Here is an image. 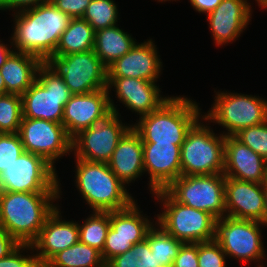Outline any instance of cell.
<instances>
[{
  "mask_svg": "<svg viewBox=\"0 0 267 267\" xmlns=\"http://www.w3.org/2000/svg\"><path fill=\"white\" fill-rule=\"evenodd\" d=\"M213 107L201 120H210L223 126L226 136H234L241 129L267 121V101L253 95L216 92Z\"/></svg>",
  "mask_w": 267,
  "mask_h": 267,
  "instance_id": "ba28073f",
  "label": "cell"
},
{
  "mask_svg": "<svg viewBox=\"0 0 267 267\" xmlns=\"http://www.w3.org/2000/svg\"><path fill=\"white\" fill-rule=\"evenodd\" d=\"M263 195H264V212L263 218L260 223L267 226V180L263 183Z\"/></svg>",
  "mask_w": 267,
  "mask_h": 267,
  "instance_id": "f6af8a7d",
  "label": "cell"
},
{
  "mask_svg": "<svg viewBox=\"0 0 267 267\" xmlns=\"http://www.w3.org/2000/svg\"><path fill=\"white\" fill-rule=\"evenodd\" d=\"M6 94V87L3 80V76L0 74V95Z\"/></svg>",
  "mask_w": 267,
  "mask_h": 267,
  "instance_id": "bcb514c9",
  "label": "cell"
},
{
  "mask_svg": "<svg viewBox=\"0 0 267 267\" xmlns=\"http://www.w3.org/2000/svg\"><path fill=\"white\" fill-rule=\"evenodd\" d=\"M180 159L181 145L143 144V165L150 176V193L165 189L181 176Z\"/></svg>",
  "mask_w": 267,
  "mask_h": 267,
  "instance_id": "ac0fdd59",
  "label": "cell"
},
{
  "mask_svg": "<svg viewBox=\"0 0 267 267\" xmlns=\"http://www.w3.org/2000/svg\"><path fill=\"white\" fill-rule=\"evenodd\" d=\"M172 267H199L198 243H183Z\"/></svg>",
  "mask_w": 267,
  "mask_h": 267,
  "instance_id": "f35d334b",
  "label": "cell"
},
{
  "mask_svg": "<svg viewBox=\"0 0 267 267\" xmlns=\"http://www.w3.org/2000/svg\"><path fill=\"white\" fill-rule=\"evenodd\" d=\"M110 90L101 89L91 93L73 94L64 106L62 124L68 136L73 139L110 108H115Z\"/></svg>",
  "mask_w": 267,
  "mask_h": 267,
  "instance_id": "9a60e30c",
  "label": "cell"
},
{
  "mask_svg": "<svg viewBox=\"0 0 267 267\" xmlns=\"http://www.w3.org/2000/svg\"><path fill=\"white\" fill-rule=\"evenodd\" d=\"M109 227L110 211H93L82 225L79 224V241L102 252Z\"/></svg>",
  "mask_w": 267,
  "mask_h": 267,
  "instance_id": "f546056e",
  "label": "cell"
},
{
  "mask_svg": "<svg viewBox=\"0 0 267 267\" xmlns=\"http://www.w3.org/2000/svg\"><path fill=\"white\" fill-rule=\"evenodd\" d=\"M106 267H157V259L146 238L134 244L130 250L112 258Z\"/></svg>",
  "mask_w": 267,
  "mask_h": 267,
  "instance_id": "1f68e13d",
  "label": "cell"
},
{
  "mask_svg": "<svg viewBox=\"0 0 267 267\" xmlns=\"http://www.w3.org/2000/svg\"><path fill=\"white\" fill-rule=\"evenodd\" d=\"M136 43L128 32L115 25L95 32L94 52L108 68L128 53Z\"/></svg>",
  "mask_w": 267,
  "mask_h": 267,
  "instance_id": "d4e9b609",
  "label": "cell"
},
{
  "mask_svg": "<svg viewBox=\"0 0 267 267\" xmlns=\"http://www.w3.org/2000/svg\"><path fill=\"white\" fill-rule=\"evenodd\" d=\"M95 31L82 18H72L67 29L62 33L54 56L94 50Z\"/></svg>",
  "mask_w": 267,
  "mask_h": 267,
  "instance_id": "4316f807",
  "label": "cell"
},
{
  "mask_svg": "<svg viewBox=\"0 0 267 267\" xmlns=\"http://www.w3.org/2000/svg\"><path fill=\"white\" fill-rule=\"evenodd\" d=\"M223 174L240 181L264 183L267 161L235 136H226Z\"/></svg>",
  "mask_w": 267,
  "mask_h": 267,
  "instance_id": "7402d4cb",
  "label": "cell"
},
{
  "mask_svg": "<svg viewBox=\"0 0 267 267\" xmlns=\"http://www.w3.org/2000/svg\"><path fill=\"white\" fill-rule=\"evenodd\" d=\"M225 216L260 222L264 212L263 183L225 177Z\"/></svg>",
  "mask_w": 267,
  "mask_h": 267,
  "instance_id": "ffe728a7",
  "label": "cell"
},
{
  "mask_svg": "<svg viewBox=\"0 0 267 267\" xmlns=\"http://www.w3.org/2000/svg\"><path fill=\"white\" fill-rule=\"evenodd\" d=\"M30 249H32L31 244H20L8 256L0 259V267H40L34 253L32 256H25L21 254L23 250L25 251Z\"/></svg>",
  "mask_w": 267,
  "mask_h": 267,
  "instance_id": "74e56055",
  "label": "cell"
},
{
  "mask_svg": "<svg viewBox=\"0 0 267 267\" xmlns=\"http://www.w3.org/2000/svg\"><path fill=\"white\" fill-rule=\"evenodd\" d=\"M72 95L57 70L44 62L36 81L21 95L22 118L62 124L64 106Z\"/></svg>",
  "mask_w": 267,
  "mask_h": 267,
  "instance_id": "5b68a950",
  "label": "cell"
},
{
  "mask_svg": "<svg viewBox=\"0 0 267 267\" xmlns=\"http://www.w3.org/2000/svg\"><path fill=\"white\" fill-rule=\"evenodd\" d=\"M60 193L0 191V226L20 244H31L57 207L53 202Z\"/></svg>",
  "mask_w": 267,
  "mask_h": 267,
  "instance_id": "7a4b0ae2",
  "label": "cell"
},
{
  "mask_svg": "<svg viewBox=\"0 0 267 267\" xmlns=\"http://www.w3.org/2000/svg\"><path fill=\"white\" fill-rule=\"evenodd\" d=\"M20 243L0 226V259L13 252Z\"/></svg>",
  "mask_w": 267,
  "mask_h": 267,
  "instance_id": "b9f144b4",
  "label": "cell"
},
{
  "mask_svg": "<svg viewBox=\"0 0 267 267\" xmlns=\"http://www.w3.org/2000/svg\"><path fill=\"white\" fill-rule=\"evenodd\" d=\"M154 197L160 200L164 207L155 222L168 234L183 243H200L215 239L217 219L213 215L175 201L164 189L156 191Z\"/></svg>",
  "mask_w": 267,
  "mask_h": 267,
  "instance_id": "8992f818",
  "label": "cell"
},
{
  "mask_svg": "<svg viewBox=\"0 0 267 267\" xmlns=\"http://www.w3.org/2000/svg\"><path fill=\"white\" fill-rule=\"evenodd\" d=\"M57 206L47 217L38 237L31 243L36 260L43 267L59 251L67 249L79 241V224L62 220ZM39 250V251H38Z\"/></svg>",
  "mask_w": 267,
  "mask_h": 267,
  "instance_id": "2e32d148",
  "label": "cell"
},
{
  "mask_svg": "<svg viewBox=\"0 0 267 267\" xmlns=\"http://www.w3.org/2000/svg\"><path fill=\"white\" fill-rule=\"evenodd\" d=\"M22 117L21 95H0V133H18Z\"/></svg>",
  "mask_w": 267,
  "mask_h": 267,
  "instance_id": "d6a6232c",
  "label": "cell"
},
{
  "mask_svg": "<svg viewBox=\"0 0 267 267\" xmlns=\"http://www.w3.org/2000/svg\"><path fill=\"white\" fill-rule=\"evenodd\" d=\"M221 1L222 0H190V4L197 12L208 14L212 12Z\"/></svg>",
  "mask_w": 267,
  "mask_h": 267,
  "instance_id": "7bdbcfd3",
  "label": "cell"
},
{
  "mask_svg": "<svg viewBox=\"0 0 267 267\" xmlns=\"http://www.w3.org/2000/svg\"><path fill=\"white\" fill-rule=\"evenodd\" d=\"M43 267H106L101 252L78 241L59 251Z\"/></svg>",
  "mask_w": 267,
  "mask_h": 267,
  "instance_id": "83f0119b",
  "label": "cell"
},
{
  "mask_svg": "<svg viewBox=\"0 0 267 267\" xmlns=\"http://www.w3.org/2000/svg\"><path fill=\"white\" fill-rule=\"evenodd\" d=\"M46 2L45 0H0V10H12L16 12L36 7L42 3Z\"/></svg>",
  "mask_w": 267,
  "mask_h": 267,
  "instance_id": "60d3db41",
  "label": "cell"
},
{
  "mask_svg": "<svg viewBox=\"0 0 267 267\" xmlns=\"http://www.w3.org/2000/svg\"><path fill=\"white\" fill-rule=\"evenodd\" d=\"M48 63L62 76L72 94L106 89L108 70L94 50L53 56Z\"/></svg>",
  "mask_w": 267,
  "mask_h": 267,
  "instance_id": "7c38bea8",
  "label": "cell"
},
{
  "mask_svg": "<svg viewBox=\"0 0 267 267\" xmlns=\"http://www.w3.org/2000/svg\"><path fill=\"white\" fill-rule=\"evenodd\" d=\"M119 111L110 108L89 128L72 139V152L76 158L90 162L108 163L123 135L132 127L119 120Z\"/></svg>",
  "mask_w": 267,
  "mask_h": 267,
  "instance_id": "30bf717a",
  "label": "cell"
},
{
  "mask_svg": "<svg viewBox=\"0 0 267 267\" xmlns=\"http://www.w3.org/2000/svg\"><path fill=\"white\" fill-rule=\"evenodd\" d=\"M55 169L42 156L24 152L0 174V191L60 192Z\"/></svg>",
  "mask_w": 267,
  "mask_h": 267,
  "instance_id": "8fae6325",
  "label": "cell"
},
{
  "mask_svg": "<svg viewBox=\"0 0 267 267\" xmlns=\"http://www.w3.org/2000/svg\"><path fill=\"white\" fill-rule=\"evenodd\" d=\"M159 56L152 39L136 43L128 53L107 68L108 77H130L157 82L162 70Z\"/></svg>",
  "mask_w": 267,
  "mask_h": 267,
  "instance_id": "d6986e66",
  "label": "cell"
},
{
  "mask_svg": "<svg viewBox=\"0 0 267 267\" xmlns=\"http://www.w3.org/2000/svg\"><path fill=\"white\" fill-rule=\"evenodd\" d=\"M195 101L176 96L168 99L159 109L139 117L132 128L139 134L142 144L182 145L188 131L202 118Z\"/></svg>",
  "mask_w": 267,
  "mask_h": 267,
  "instance_id": "3957f363",
  "label": "cell"
},
{
  "mask_svg": "<svg viewBox=\"0 0 267 267\" xmlns=\"http://www.w3.org/2000/svg\"><path fill=\"white\" fill-rule=\"evenodd\" d=\"M198 120L181 145V175L224 173L225 136Z\"/></svg>",
  "mask_w": 267,
  "mask_h": 267,
  "instance_id": "52a82bcc",
  "label": "cell"
},
{
  "mask_svg": "<svg viewBox=\"0 0 267 267\" xmlns=\"http://www.w3.org/2000/svg\"><path fill=\"white\" fill-rule=\"evenodd\" d=\"M153 224L146 238L150 250L157 259V267H172L183 242L168 234L160 225Z\"/></svg>",
  "mask_w": 267,
  "mask_h": 267,
  "instance_id": "f1b7e54d",
  "label": "cell"
},
{
  "mask_svg": "<svg viewBox=\"0 0 267 267\" xmlns=\"http://www.w3.org/2000/svg\"><path fill=\"white\" fill-rule=\"evenodd\" d=\"M78 191L93 211H115L129 207L135 200L108 163L76 158Z\"/></svg>",
  "mask_w": 267,
  "mask_h": 267,
  "instance_id": "277c9868",
  "label": "cell"
},
{
  "mask_svg": "<svg viewBox=\"0 0 267 267\" xmlns=\"http://www.w3.org/2000/svg\"><path fill=\"white\" fill-rule=\"evenodd\" d=\"M261 225L258 221L224 216L216 220L215 240L228 257L261 266L259 262L266 257Z\"/></svg>",
  "mask_w": 267,
  "mask_h": 267,
  "instance_id": "4fadbf2b",
  "label": "cell"
},
{
  "mask_svg": "<svg viewBox=\"0 0 267 267\" xmlns=\"http://www.w3.org/2000/svg\"><path fill=\"white\" fill-rule=\"evenodd\" d=\"M227 255L214 239L198 243L199 267H227Z\"/></svg>",
  "mask_w": 267,
  "mask_h": 267,
  "instance_id": "d590c367",
  "label": "cell"
},
{
  "mask_svg": "<svg viewBox=\"0 0 267 267\" xmlns=\"http://www.w3.org/2000/svg\"><path fill=\"white\" fill-rule=\"evenodd\" d=\"M175 201L210 213L216 219L225 216V176L181 175L164 189Z\"/></svg>",
  "mask_w": 267,
  "mask_h": 267,
  "instance_id": "9c48e42d",
  "label": "cell"
},
{
  "mask_svg": "<svg viewBox=\"0 0 267 267\" xmlns=\"http://www.w3.org/2000/svg\"><path fill=\"white\" fill-rule=\"evenodd\" d=\"M234 136L267 161V121L243 128Z\"/></svg>",
  "mask_w": 267,
  "mask_h": 267,
  "instance_id": "836d02e7",
  "label": "cell"
},
{
  "mask_svg": "<svg viewBox=\"0 0 267 267\" xmlns=\"http://www.w3.org/2000/svg\"><path fill=\"white\" fill-rule=\"evenodd\" d=\"M136 201L122 210L110 211V227L113 236L123 238H146L148 231L153 227V222L143 216Z\"/></svg>",
  "mask_w": 267,
  "mask_h": 267,
  "instance_id": "484cf974",
  "label": "cell"
},
{
  "mask_svg": "<svg viewBox=\"0 0 267 267\" xmlns=\"http://www.w3.org/2000/svg\"><path fill=\"white\" fill-rule=\"evenodd\" d=\"M18 134L25 152L42 156L54 168L57 159L72 152V139L61 123L22 118Z\"/></svg>",
  "mask_w": 267,
  "mask_h": 267,
  "instance_id": "5bb4252c",
  "label": "cell"
},
{
  "mask_svg": "<svg viewBox=\"0 0 267 267\" xmlns=\"http://www.w3.org/2000/svg\"><path fill=\"white\" fill-rule=\"evenodd\" d=\"M146 238H123L122 236H113V229L109 227L106 241L101 252L102 259L107 264L112 258L130 250L132 246Z\"/></svg>",
  "mask_w": 267,
  "mask_h": 267,
  "instance_id": "8d00e7d4",
  "label": "cell"
},
{
  "mask_svg": "<svg viewBox=\"0 0 267 267\" xmlns=\"http://www.w3.org/2000/svg\"><path fill=\"white\" fill-rule=\"evenodd\" d=\"M24 152L18 133H0V174Z\"/></svg>",
  "mask_w": 267,
  "mask_h": 267,
  "instance_id": "e575fe53",
  "label": "cell"
},
{
  "mask_svg": "<svg viewBox=\"0 0 267 267\" xmlns=\"http://www.w3.org/2000/svg\"><path fill=\"white\" fill-rule=\"evenodd\" d=\"M255 1L258 3V6L267 9V0H255Z\"/></svg>",
  "mask_w": 267,
  "mask_h": 267,
  "instance_id": "7dc6e473",
  "label": "cell"
},
{
  "mask_svg": "<svg viewBox=\"0 0 267 267\" xmlns=\"http://www.w3.org/2000/svg\"><path fill=\"white\" fill-rule=\"evenodd\" d=\"M108 166L124 185L145 173L142 139L132 127L120 139Z\"/></svg>",
  "mask_w": 267,
  "mask_h": 267,
  "instance_id": "603a6c76",
  "label": "cell"
},
{
  "mask_svg": "<svg viewBox=\"0 0 267 267\" xmlns=\"http://www.w3.org/2000/svg\"><path fill=\"white\" fill-rule=\"evenodd\" d=\"M0 40V68L5 63L6 59L9 57V55L14 51L11 47L8 48L6 44L1 43Z\"/></svg>",
  "mask_w": 267,
  "mask_h": 267,
  "instance_id": "ee69618b",
  "label": "cell"
},
{
  "mask_svg": "<svg viewBox=\"0 0 267 267\" xmlns=\"http://www.w3.org/2000/svg\"><path fill=\"white\" fill-rule=\"evenodd\" d=\"M14 13L15 29L10 46L15 51L35 55L48 62L72 18L51 1Z\"/></svg>",
  "mask_w": 267,
  "mask_h": 267,
  "instance_id": "6da1fadb",
  "label": "cell"
},
{
  "mask_svg": "<svg viewBox=\"0 0 267 267\" xmlns=\"http://www.w3.org/2000/svg\"><path fill=\"white\" fill-rule=\"evenodd\" d=\"M51 2L71 18H82L91 0H52Z\"/></svg>",
  "mask_w": 267,
  "mask_h": 267,
  "instance_id": "ab89813d",
  "label": "cell"
},
{
  "mask_svg": "<svg viewBox=\"0 0 267 267\" xmlns=\"http://www.w3.org/2000/svg\"><path fill=\"white\" fill-rule=\"evenodd\" d=\"M114 86L116 96L127 109L142 117L159 109L171 97H162L155 82L130 77H108L107 89Z\"/></svg>",
  "mask_w": 267,
  "mask_h": 267,
  "instance_id": "e0dca14e",
  "label": "cell"
},
{
  "mask_svg": "<svg viewBox=\"0 0 267 267\" xmlns=\"http://www.w3.org/2000/svg\"><path fill=\"white\" fill-rule=\"evenodd\" d=\"M158 1H159V2H160V1H161V2H163V1L165 2V1H168V0H158ZM169 1H171V0H169Z\"/></svg>",
  "mask_w": 267,
  "mask_h": 267,
  "instance_id": "c3c4849f",
  "label": "cell"
},
{
  "mask_svg": "<svg viewBox=\"0 0 267 267\" xmlns=\"http://www.w3.org/2000/svg\"><path fill=\"white\" fill-rule=\"evenodd\" d=\"M43 63L35 55L14 50L0 68L6 94L22 95L36 81L38 70Z\"/></svg>",
  "mask_w": 267,
  "mask_h": 267,
  "instance_id": "cb8c5ba5",
  "label": "cell"
},
{
  "mask_svg": "<svg viewBox=\"0 0 267 267\" xmlns=\"http://www.w3.org/2000/svg\"><path fill=\"white\" fill-rule=\"evenodd\" d=\"M98 31L117 24L118 8L113 0H91L82 17Z\"/></svg>",
  "mask_w": 267,
  "mask_h": 267,
  "instance_id": "4dcf8cb0",
  "label": "cell"
},
{
  "mask_svg": "<svg viewBox=\"0 0 267 267\" xmlns=\"http://www.w3.org/2000/svg\"><path fill=\"white\" fill-rule=\"evenodd\" d=\"M251 8L247 0H222L207 14L211 34L217 46L238 39L251 20Z\"/></svg>",
  "mask_w": 267,
  "mask_h": 267,
  "instance_id": "44dd1931",
  "label": "cell"
}]
</instances>
